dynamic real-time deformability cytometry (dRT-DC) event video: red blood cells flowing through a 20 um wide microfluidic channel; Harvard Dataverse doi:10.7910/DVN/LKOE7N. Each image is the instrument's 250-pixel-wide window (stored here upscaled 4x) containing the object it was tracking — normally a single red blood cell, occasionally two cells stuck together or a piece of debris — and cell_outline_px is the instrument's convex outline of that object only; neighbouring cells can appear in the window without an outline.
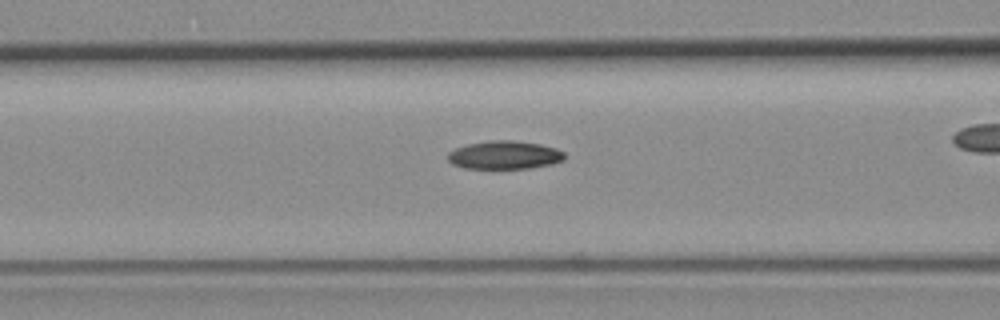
{"species": "common noctule bat (a hibernating species)", "species_latin": "Nyctalus noctula", "temperature_condition": "room temperature", "stored_images_in_passage": 27, "camera_frame_rate_fps": 3000, "um_per_image_px": 0.085, "animal": {"sex": "female", "body_mass_g": 19.3, "forearm_length_mm": 54.1}, "frame": {"image": 1, "passage_image": 6, "time_ms": 1.667, "image_size_px": [1000, 320], "cell_outline_px": [[564, 160], [552, 164], [528, 168], [464, 168], [452, 164], [448, 160], [448, 152], [456, 148], [468, 144], [488, 140], [512, 140], [540, 144], [556, 148], [564, 152]], "centroid_in_image_um": [42.88, 13.17], "position_along_channel_um": 123.7, "area_um2": 19.19}}
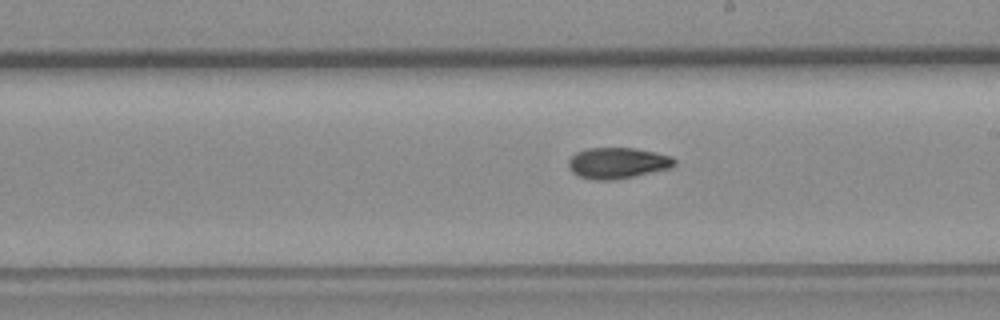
{"frame": {"image": 2, "passage_image": 15, "time_ms": 4.667, "image_size_px": [1000, 320], "cell_outline_px": [[676, 164], [672, 168], [636, 176], [616, 180], [592, 180], [580, 176], [572, 172], [568, 168], [568, 160], [576, 152], [588, 148], [636, 148], [656, 152], [672, 156], [676, 160]], "centroid_in_image_um": [52.52, 13.86], "position_along_channel_um": 236.5, "area_um2": 19.48}}
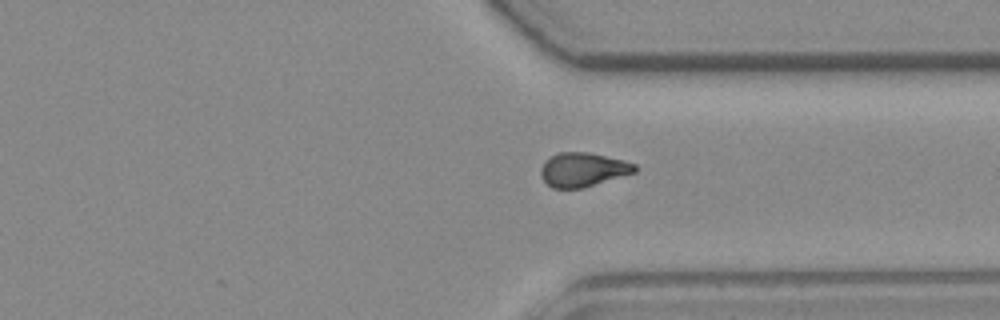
{"frame": {"image": 3, "passage_image": 25, "time_ms": 8.0, "image_size_px": [1000, 320], "cell_outline_px": [[636, 172], [584, 188], [552, 188], [544, 180], [540, 172], [540, 168], [544, 160], [560, 152], [588, 152], [624, 160], [636, 164]], "centroid_in_image_um": [49.55, 14.42], "position_along_channel_um": 361.8, "area_um2": 18.67}}